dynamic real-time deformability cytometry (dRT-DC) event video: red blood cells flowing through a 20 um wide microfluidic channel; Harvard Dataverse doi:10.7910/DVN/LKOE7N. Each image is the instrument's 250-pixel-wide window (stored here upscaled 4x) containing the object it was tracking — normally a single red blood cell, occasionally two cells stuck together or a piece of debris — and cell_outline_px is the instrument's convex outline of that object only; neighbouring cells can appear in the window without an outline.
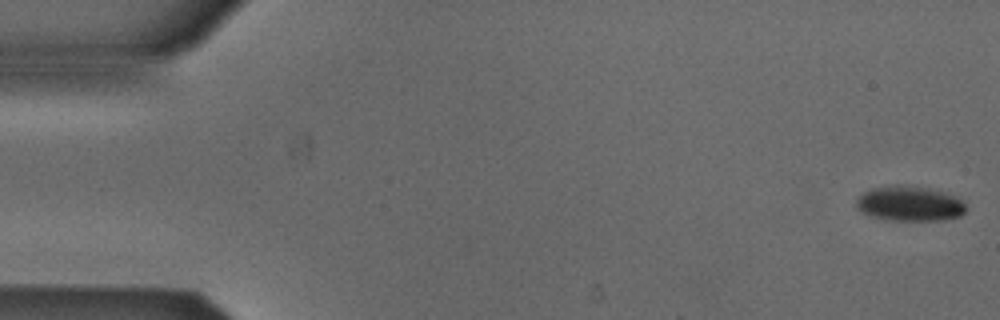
{"species": "Egyptian fruit bat (a non-hibernating species)", "species_latin": "Rousettus aegyptiacus", "temperature_condition": "cold", "stored_images_in_passage": 54, "camera_frame_rate_fps": 3000, "um_per_image_px": 0.085, "animal": {"sex": "male"}, "frame": {"image": 1, "passage_image": 1, "time_ms": 0.0, "image_size_px": [1000, 320], "cell_outline_px": [[964, 212], [960, 216], [944, 220], [888, 220], [872, 216], [856, 208], [856, 200], [864, 192], [872, 188], [896, 184], [904, 184], [928, 188], [944, 192], [956, 196], [964, 200]], "centroid_in_image_um": [77.33, 17.29], "position_along_channel_um": 7.7, "area_um2": 22.43}}
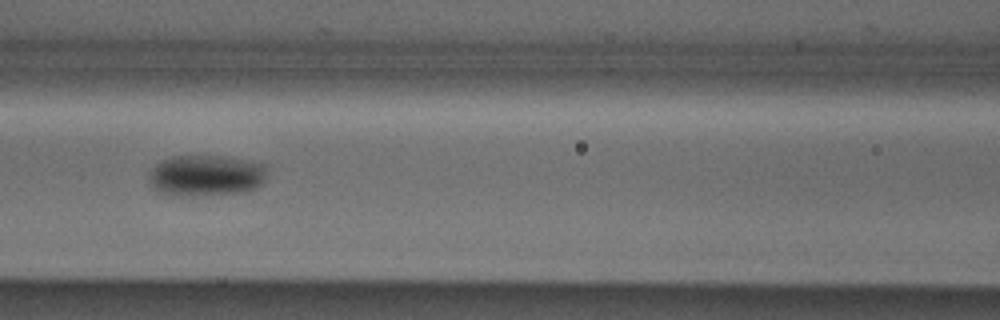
{"frame": {"image": 2, "passage_image": 23, "time_ms": 7.333, "image_size_px": [1000, 320], "cell_outline_px": [[264, 180], [256, 188], [244, 192], [208, 196], [184, 196], [160, 192], [152, 188], [148, 180], [152, 168], [160, 160], [172, 156], [224, 156], [264, 164]], "centroid_in_image_um": [17.46, 14.93], "position_along_channel_um": 149.1, "area_um2": 28.44}}
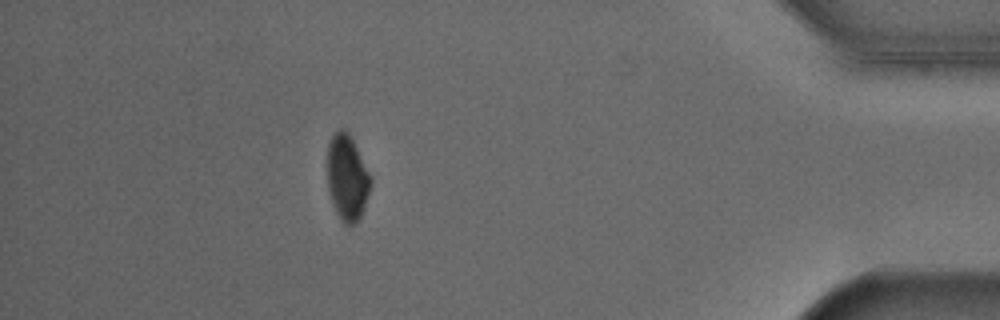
{"frame": {"image": 3, "passage_image": 47, "time_ms": 15.333, "image_size_px": [1000, 320], "cell_outline_px": [[372, 180], [364, 208], [360, 216], [352, 224], [344, 224], [340, 220], [332, 204], [328, 188], [328, 144], [332, 136], [340, 128], [348, 128]], "centroid_in_image_um": [29.5, 15.06], "position_along_channel_um": 405.7, "area_um2": 21.56}, "authors_computed_cell_mechanics": {"area_um2": 24.5939, "velocity_mm_per_s": 3.8631, "shape_relaxation_time_tau1_ms": 1.6455, "shape_relaxation_time_tau2_ms": null, "deformation_change_tau1": 0.0709, "deformation_change_tau2": null}}